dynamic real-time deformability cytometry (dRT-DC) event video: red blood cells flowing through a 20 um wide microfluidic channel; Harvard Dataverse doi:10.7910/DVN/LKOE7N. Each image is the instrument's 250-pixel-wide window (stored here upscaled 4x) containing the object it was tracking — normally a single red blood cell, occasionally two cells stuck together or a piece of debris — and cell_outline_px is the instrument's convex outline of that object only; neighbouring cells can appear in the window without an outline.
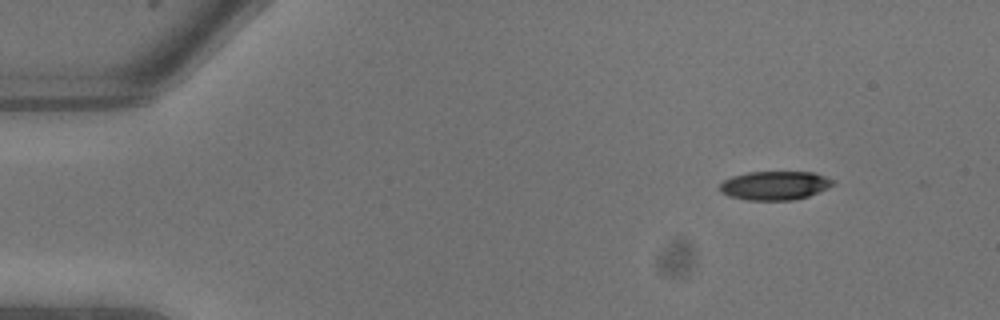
{"species": "common noctule bat (a hibernating species)", "species_latin": "Nyctalus noctula", "temperature_condition": "warm", "stored_images_in_passage": 8, "camera_frame_rate_fps": 3000, "um_per_image_px": 0.085, "animal": {"sex": "male", "body_mass_g": 13.3}, "frame": {"image": 1, "passage_image": 1, "time_ms": 0.0, "image_size_px": [1000, 320], "cell_outline_px": [[836, 184], [828, 188], [808, 196], [796, 200], [748, 200], [728, 196], [720, 192], [720, 184], [724, 180], [732, 176], [748, 172], [812, 172], [836, 180]], "centroid_in_image_um": [65.88, 15.77], "position_along_channel_um": 19.1, "area_um2": 19.13}}
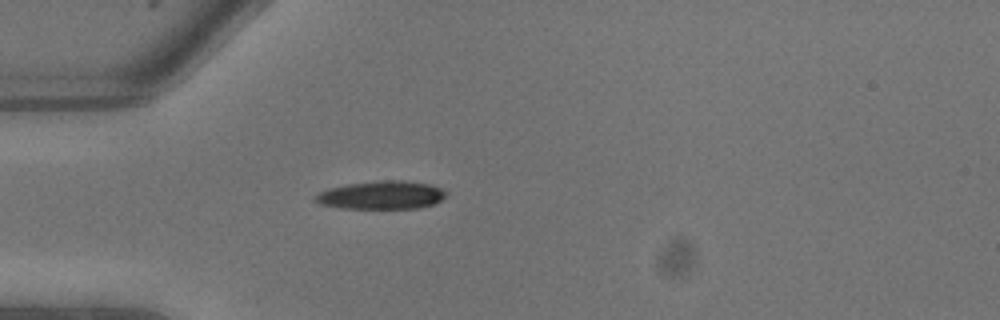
{"frame": {"image": 2, "passage_image": 5, "time_ms": 1.333, "image_size_px": [1000, 320], "cell_outline_px": [[448, 192], [440, 200], [432, 204], [420, 208], [340, 208], [320, 204], [312, 200], [312, 196], [328, 188], [348, 184], [384, 180], [404, 180], [428, 184], [440, 188]], "centroid_in_image_um": [32.37, 16.58], "position_along_channel_um": 52.6, "area_um2": 21.44}}
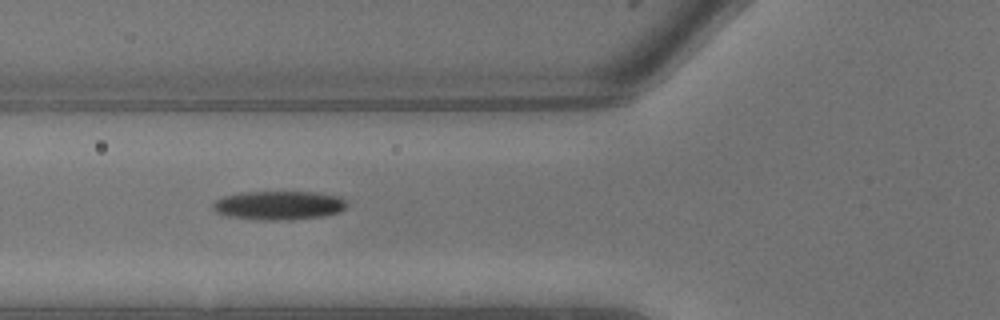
{"frame": {"image": 3, "passage_image": 7, "time_ms": 2.0, "image_size_px": [1000, 320], "cell_outline_px": [[348, 204], [340, 212], [324, 216], [284, 220], [256, 220], [228, 216], [216, 212], [212, 208], [212, 204], [216, 200], [224, 196], [244, 192], [320, 192], [340, 196]], "centroid_in_image_um": [23.71, 17.45], "position_along_channel_um": 102.1, "area_um2": 22.66}}